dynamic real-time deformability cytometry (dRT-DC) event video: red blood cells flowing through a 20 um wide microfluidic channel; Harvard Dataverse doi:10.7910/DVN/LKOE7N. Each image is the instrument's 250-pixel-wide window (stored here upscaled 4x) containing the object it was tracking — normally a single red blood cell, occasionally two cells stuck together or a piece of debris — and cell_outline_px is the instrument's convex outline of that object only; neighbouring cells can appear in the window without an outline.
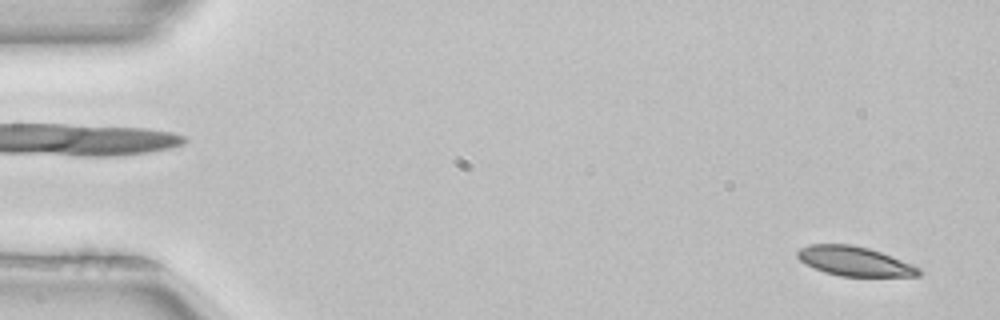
{"species": "common noctule bat (a hibernating species)", "species_latin": "Nyctalus noctula", "temperature_condition": "room temperature", "stored_images_in_passage": 51, "camera_frame_rate_fps": 3000, "um_per_image_px": 0.085, "animal": {"sex": "female", "body_mass_g": 22.7, "forearm_length_mm": 54.2}, "frame": {"image": 1, "passage_image": 2, "time_ms": 0.333, "image_size_px": [1000, 320], "cell_outline_px": [[920, 276], [840, 276], [824, 272], [804, 264], [796, 256], [796, 252], [800, 248], [808, 244], [852, 244], [868, 248], [880, 252], [920, 268]], "centroid_in_image_um": [72.56, 22.2], "position_along_channel_um": 12.4, "area_um2": 20.69}}
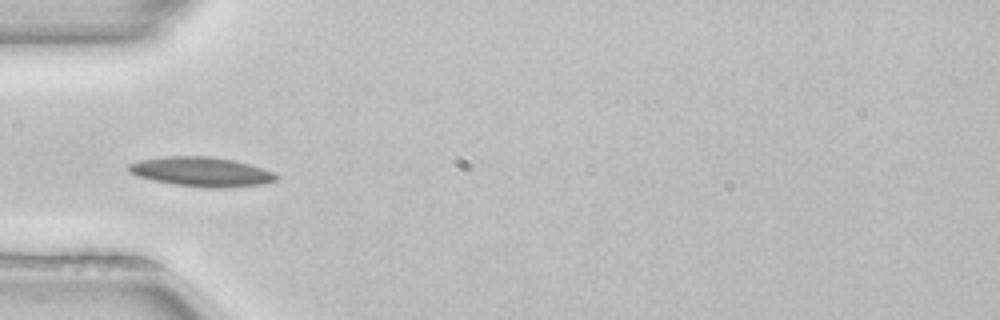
{"frame": {"image": 2, "passage_image": 16, "time_ms": 5.0, "image_size_px": [1000, 320], "cell_outline_px": [[276, 180], [264, 184], [220, 188], [212, 188], [172, 184], [152, 180], [136, 176], [128, 172], [128, 164], [140, 160], [164, 156], [208, 156], [232, 160], [264, 168], [272, 172], [276, 176]], "centroid_in_image_um": [17.07, 14.6], "position_along_channel_um": 67.9, "area_um2": 25.26}}
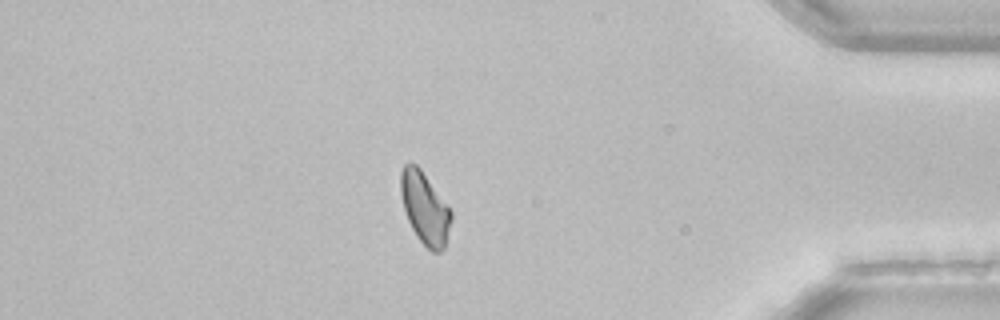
{"frame": {"image": 3, "passage_image": 44, "time_ms": 14.333, "image_size_px": [1000, 320], "cell_outline_px": [[452, 220], [444, 248], [440, 252], [432, 252], [416, 236], [408, 220], [404, 208], [400, 192], [400, 172], [404, 164], [416, 164], [420, 168], [448, 204], [452, 212]], "centroid_in_image_um": [36.12, 17.68], "position_along_channel_um": 399.1, "area_um2": 21.15}, "authors_computed_cell_mechanics": {"area_um2": 21.5594, "velocity_mm_per_s": 3.9556, "shape_relaxation_time_tau1_ms": 6.6175, "shape_relaxation_time_tau2_ms": null, "deformation_change_tau1": 0.138, "deformation_change_tau2": null}}